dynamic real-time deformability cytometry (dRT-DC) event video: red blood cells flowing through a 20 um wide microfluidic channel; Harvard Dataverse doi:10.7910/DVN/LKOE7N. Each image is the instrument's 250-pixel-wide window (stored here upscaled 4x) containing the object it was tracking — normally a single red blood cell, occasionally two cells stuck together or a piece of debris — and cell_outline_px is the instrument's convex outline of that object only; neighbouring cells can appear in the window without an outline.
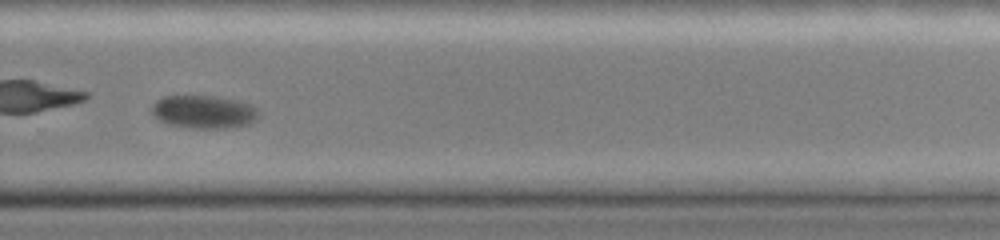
{"species": "common noctule bat (a hibernating species)", "species_latin": "Nyctalus noctula", "temperature_condition": "cold", "stored_images_in_passage": 34, "camera_frame_rate_fps": 3000, "um_per_image_px": 0.085, "animal": {"sex": "female", "body_mass_g": 19.0, "forearm_length_mm": 51.5}, "frame": {"image": 1, "passage_image": 20, "time_ms": 6.333, "image_size_px": [1000, 240], "cell_outline_px": [[260, 112], [256, 120], [248, 124], [224, 128], [188, 128], [172, 124], [160, 120], [152, 112], [152, 104], [156, 100], [164, 96], [216, 96], [236, 100], [252, 104]], "centroid_in_image_um": [17.36, 9.5], "position_along_channel_um": 312.4, "area_um2": 20.52}}
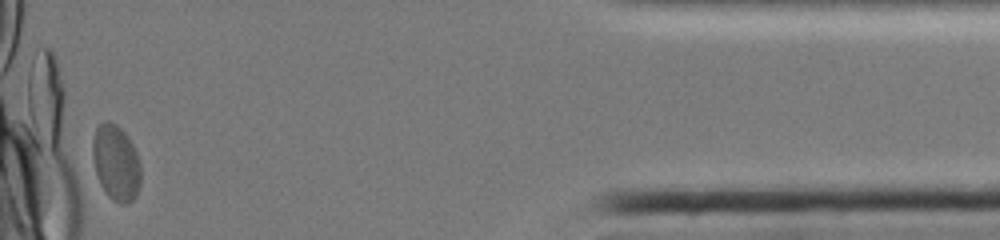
{"frame": {"image": 2, "passage_image": 34, "time_ms": 11.0, "image_size_px": [1000, 240], "cell_outline_px": [[140, 184], [136, 196], [128, 204], [120, 204], [112, 200], [104, 192], [100, 184], [96, 172], [92, 156], [92, 140], [96, 128], [104, 120], [108, 120], [116, 124], [128, 136], [136, 152], [140, 164]], "centroid_in_image_um": [9.85, 13.84], "position_along_channel_um": 425.4, "area_um2": 21.44}}